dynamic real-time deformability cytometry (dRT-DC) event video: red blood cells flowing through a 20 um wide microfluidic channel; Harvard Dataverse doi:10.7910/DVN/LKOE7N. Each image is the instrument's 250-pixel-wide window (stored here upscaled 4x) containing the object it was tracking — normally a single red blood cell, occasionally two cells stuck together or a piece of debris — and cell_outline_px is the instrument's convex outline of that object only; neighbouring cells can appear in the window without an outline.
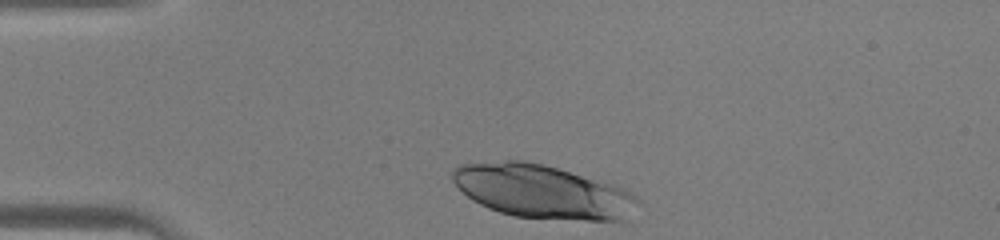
{"species": "human", "species_latin": "Homo sapiens", "temperature_condition": "warm", "stored_images_in_passage": 28, "camera_frame_rate_fps": 3000, "um_per_image_px": 0.085, "donor": {"sex": "male"}, "frame": {"image": 1, "passage_image": 1, "time_ms": 0.0, "image_size_px": [1000, 240], "cell_outline_px": [[640, 200], [632, 220], [588, 220], [516, 216], [500, 212], [488, 208], [472, 200], [452, 180], [452, 168], [460, 164], [504, 160], [524, 160], [544, 164], [612, 184], [624, 188], [636, 196]], "centroid_in_image_um": [46.15, 16.28], "position_along_channel_um": 38.8, "area_um2": 57.86}}
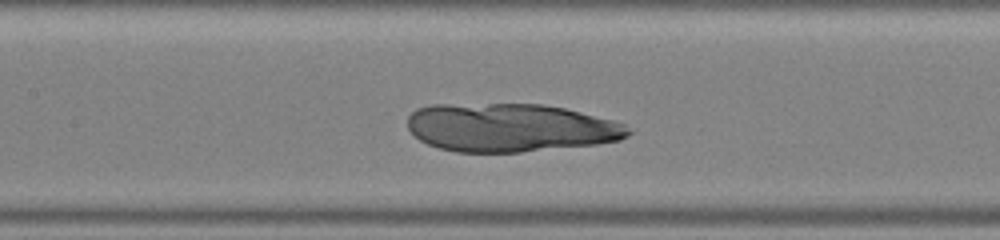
{"frame": {"image": 2, "passage_image": 12, "time_ms": 3.667, "image_size_px": [1000, 240], "cell_outline_px": [[632, 132], [628, 136], [620, 140], [596, 144], [520, 152], [456, 152], [440, 148], [428, 144], [420, 140], [408, 128], [408, 116], [416, 108], [432, 104], [544, 104], [564, 108], [612, 120], [624, 124]], "centroid_in_image_um": [43.36, 10.84], "position_along_channel_um": 164.0, "area_um2": 62.14}}
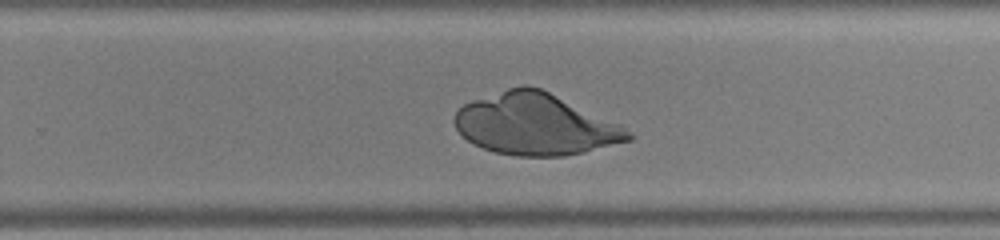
{"frame": {"image": 3, "passage_image": 20, "time_ms": 6.333, "image_size_px": [1000, 240], "cell_outline_px": [[636, 136], [632, 140], [584, 152], [564, 156], [516, 156], [496, 152], [472, 144], [456, 128], [452, 120], [456, 112], [464, 104], [472, 100], [508, 88], [524, 84], [540, 88], [620, 124]], "centroid_in_image_um": [45.51, 10.57], "position_along_channel_um": 284.3, "area_um2": 62.08}}